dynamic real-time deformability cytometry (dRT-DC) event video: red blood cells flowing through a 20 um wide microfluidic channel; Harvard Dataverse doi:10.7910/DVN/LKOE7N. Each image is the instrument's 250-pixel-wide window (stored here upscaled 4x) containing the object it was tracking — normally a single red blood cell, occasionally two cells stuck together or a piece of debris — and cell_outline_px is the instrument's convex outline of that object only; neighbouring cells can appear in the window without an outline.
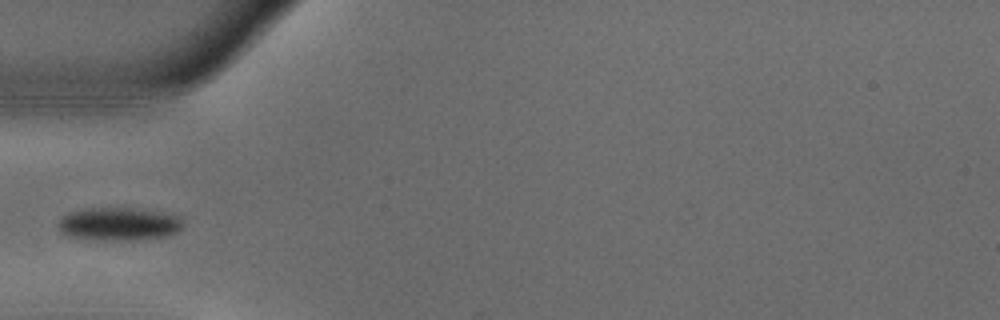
{"species": "common noctule bat (a hibernating species)", "species_latin": "Nyctalus noctula", "temperature_condition": "warm", "stored_images_in_passage": 38, "camera_frame_rate_fps": 3000, "um_per_image_px": 0.085, "animal": {"sex": "male", "body_mass_g": 18.8}, "frame": {"image": 1, "passage_image": 1, "time_ms": 0.0, "image_size_px": [1000, 320], "cell_outline_px": [[184, 224], [176, 232], [164, 236], [144, 240], [80, 240], [64, 236], [60, 232], [60, 220], [68, 212], [84, 208], [132, 208], [176, 216]], "centroid_in_image_um": [10.0, 19.07], "position_along_channel_um": 75.0, "area_um2": 24.1}}
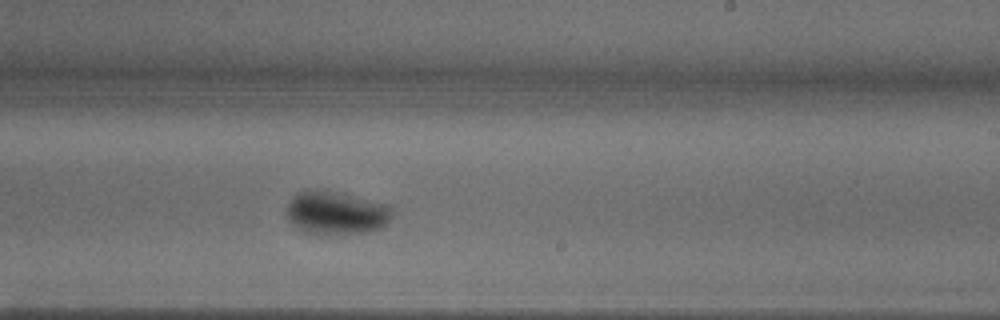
{"frame": {"image": 2, "passage_image": 16, "time_ms": 5.0, "image_size_px": [1000, 320], "cell_outline_px": [[392, 216], [384, 228], [368, 232], [320, 236], [308, 232], [292, 224], [288, 220], [288, 200], [292, 196], [308, 188], [324, 188], [392, 204]], "centroid_in_image_um": [28.62, 18.07], "position_along_channel_um": 260.4, "area_um2": 27.69}}
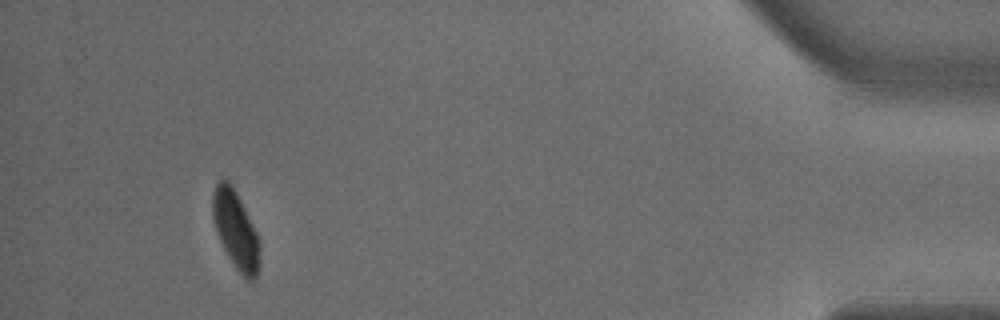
{"frame": {"image": 3, "passage_image": 34, "time_ms": 11.0, "image_size_px": [1000, 320], "cell_outline_px": [[260, 264], [256, 276], [252, 280], [244, 280], [228, 256], [216, 232], [212, 216], [212, 196], [216, 184], [220, 180], [228, 180], [232, 184], [256, 232], [260, 244]], "centroid_in_image_um": [20.03, 19.57], "position_along_channel_um": 415.2, "area_um2": 21.27}}